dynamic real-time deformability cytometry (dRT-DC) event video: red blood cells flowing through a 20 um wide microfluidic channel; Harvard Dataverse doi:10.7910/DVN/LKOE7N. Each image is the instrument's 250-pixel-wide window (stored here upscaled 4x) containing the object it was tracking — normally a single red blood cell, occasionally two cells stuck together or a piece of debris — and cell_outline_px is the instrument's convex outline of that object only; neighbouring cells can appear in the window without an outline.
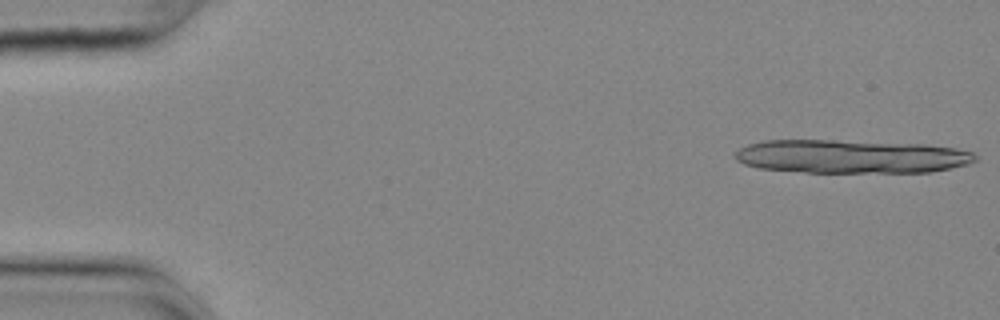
{"species": "common noctule bat (a hibernating species)", "species_latin": "Nyctalus noctula", "temperature_condition": "cold", "stored_images_in_passage": 10, "camera_frame_rate_fps": 3000, "um_per_image_px": 0.085, "animal": {"sex": "female", "body_mass_g": 25.1}, "frame": {"image": 1, "passage_image": 1, "time_ms": 0.0, "image_size_px": [1000, 320], "cell_outline_px": [[976, 160], [972, 164], [932, 172], [804, 172], [760, 168], [744, 164], [736, 160], [736, 152], [740, 148], [748, 144], [764, 140], [836, 140], [924, 144], [956, 148], [972, 152], [976, 156]], "centroid_in_image_um": [72.39, 13.3], "position_along_channel_um": 12.6, "area_um2": 47.05}}